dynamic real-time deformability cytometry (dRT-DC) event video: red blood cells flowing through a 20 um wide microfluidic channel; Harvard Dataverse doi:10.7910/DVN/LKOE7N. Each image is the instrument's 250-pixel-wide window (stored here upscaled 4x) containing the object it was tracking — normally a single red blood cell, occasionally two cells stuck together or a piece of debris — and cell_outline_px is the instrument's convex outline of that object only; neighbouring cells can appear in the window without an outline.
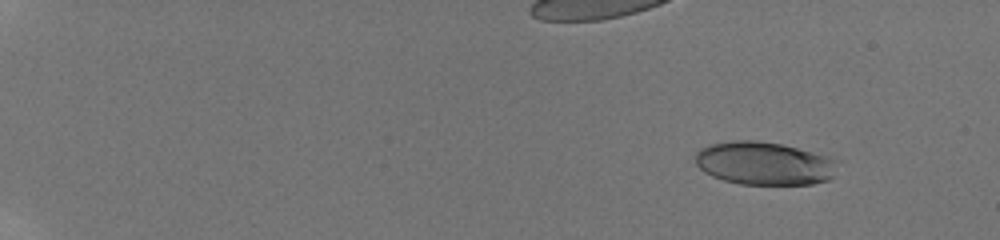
{"species": "human", "species_latin": "Homo sapiens", "temperature_condition": "room temperature", "stored_images_in_passage": 57, "camera_frame_rate_fps": 3000, "um_per_image_px": 0.085, "donor": {"sex": "male"}, "frame": {"image": 1, "passage_image": 8, "time_ms": 2.333, "image_size_px": [1000, 240], "cell_outline_px": [[840, 160], [832, 176], [828, 180], [812, 184], [740, 184], [724, 180], [712, 176], [704, 172], [696, 164], [696, 152], [700, 148], [708, 144], [732, 140], [756, 140], [780, 144], [796, 148]], "centroid_in_image_um": [64.93, 13.88], "position_along_channel_um": 20.1, "area_um2": 35.72}}
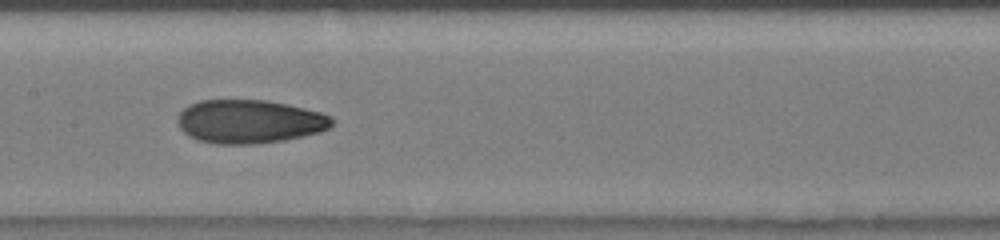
{"frame": {"image": 2, "passage_image": 34, "time_ms": 11.0, "image_size_px": [1000, 240], "cell_outline_px": [[336, 120], [328, 128], [320, 132], [284, 140], [256, 144], [216, 144], [196, 140], [188, 136], [180, 128], [176, 120], [180, 112], [188, 104], [200, 100], [264, 100], [288, 104], [320, 112], [332, 116]], "centroid_in_image_um": [21.19, 10.33], "position_along_channel_um": 186.2, "area_um2": 39.48}}
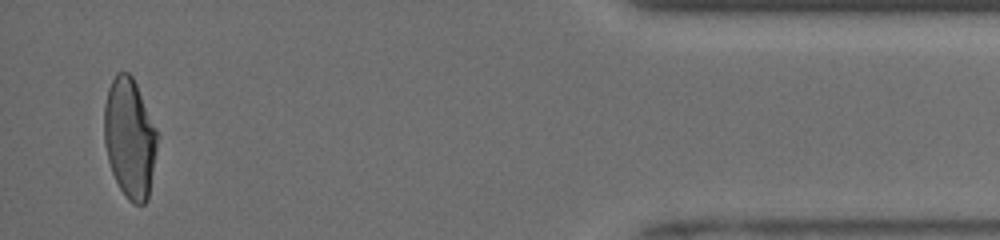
{"frame": {"image": 3, "passage_image": 56, "time_ms": 18.333, "image_size_px": [1000, 240], "cell_outline_px": [[156, 148], [148, 200], [144, 204], [132, 204], [128, 200], [120, 188], [112, 172], [108, 160], [104, 144], [104, 104], [108, 88], [116, 72], [128, 72], [132, 76], [136, 84], [156, 128]], "centroid_in_image_um": [11.0, 11.74], "position_along_channel_um": 424.2, "area_um2": 36.82}, "authors_computed_cell_mechanics": {"area_um2": 37.7434, "velocity_mm_per_s": 3.9649, "shape_relaxation_time_tau1_ms": 7.5571, "shape_relaxation_time_tau2_ms": 1.6273, "deformation_change_tau1": 0.2211, "deformation_change_tau2": 0.0714}}